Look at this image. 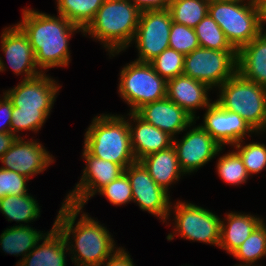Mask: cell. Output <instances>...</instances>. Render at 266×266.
<instances>
[{
    "label": "cell",
    "mask_w": 266,
    "mask_h": 266,
    "mask_svg": "<svg viewBox=\"0 0 266 266\" xmlns=\"http://www.w3.org/2000/svg\"><path fill=\"white\" fill-rule=\"evenodd\" d=\"M140 13L128 0H104L83 35L100 41L109 56L115 57L132 44Z\"/></svg>",
    "instance_id": "obj_4"
},
{
    "label": "cell",
    "mask_w": 266,
    "mask_h": 266,
    "mask_svg": "<svg viewBox=\"0 0 266 266\" xmlns=\"http://www.w3.org/2000/svg\"><path fill=\"white\" fill-rule=\"evenodd\" d=\"M210 90L207 84L182 74L167 80L166 97L197 120L200 116L196 117V109H206L212 103Z\"/></svg>",
    "instance_id": "obj_19"
},
{
    "label": "cell",
    "mask_w": 266,
    "mask_h": 266,
    "mask_svg": "<svg viewBox=\"0 0 266 266\" xmlns=\"http://www.w3.org/2000/svg\"><path fill=\"white\" fill-rule=\"evenodd\" d=\"M210 0H170L169 11L172 21L186 25L190 28L195 26L208 14Z\"/></svg>",
    "instance_id": "obj_28"
},
{
    "label": "cell",
    "mask_w": 266,
    "mask_h": 266,
    "mask_svg": "<svg viewBox=\"0 0 266 266\" xmlns=\"http://www.w3.org/2000/svg\"><path fill=\"white\" fill-rule=\"evenodd\" d=\"M240 265H256L266 257V223L263 221L232 254Z\"/></svg>",
    "instance_id": "obj_29"
},
{
    "label": "cell",
    "mask_w": 266,
    "mask_h": 266,
    "mask_svg": "<svg viewBox=\"0 0 266 266\" xmlns=\"http://www.w3.org/2000/svg\"><path fill=\"white\" fill-rule=\"evenodd\" d=\"M16 140L17 136L11 132L0 133V158Z\"/></svg>",
    "instance_id": "obj_40"
},
{
    "label": "cell",
    "mask_w": 266,
    "mask_h": 266,
    "mask_svg": "<svg viewBox=\"0 0 266 266\" xmlns=\"http://www.w3.org/2000/svg\"><path fill=\"white\" fill-rule=\"evenodd\" d=\"M138 10H164L169 8L170 0H128Z\"/></svg>",
    "instance_id": "obj_39"
},
{
    "label": "cell",
    "mask_w": 266,
    "mask_h": 266,
    "mask_svg": "<svg viewBox=\"0 0 266 266\" xmlns=\"http://www.w3.org/2000/svg\"><path fill=\"white\" fill-rule=\"evenodd\" d=\"M194 29L200 47L212 50H236L230 44L220 26L209 14Z\"/></svg>",
    "instance_id": "obj_30"
},
{
    "label": "cell",
    "mask_w": 266,
    "mask_h": 266,
    "mask_svg": "<svg viewBox=\"0 0 266 266\" xmlns=\"http://www.w3.org/2000/svg\"><path fill=\"white\" fill-rule=\"evenodd\" d=\"M125 250L123 247H119L100 266H135L131 255Z\"/></svg>",
    "instance_id": "obj_38"
},
{
    "label": "cell",
    "mask_w": 266,
    "mask_h": 266,
    "mask_svg": "<svg viewBox=\"0 0 266 266\" xmlns=\"http://www.w3.org/2000/svg\"><path fill=\"white\" fill-rule=\"evenodd\" d=\"M128 115L131 148L137 161L173 145L172 136L144 121L135 112H129Z\"/></svg>",
    "instance_id": "obj_20"
},
{
    "label": "cell",
    "mask_w": 266,
    "mask_h": 266,
    "mask_svg": "<svg viewBox=\"0 0 266 266\" xmlns=\"http://www.w3.org/2000/svg\"><path fill=\"white\" fill-rule=\"evenodd\" d=\"M156 184L169 192V186L180 180L185 174L178 162L173 145L165 150L152 153L140 160Z\"/></svg>",
    "instance_id": "obj_24"
},
{
    "label": "cell",
    "mask_w": 266,
    "mask_h": 266,
    "mask_svg": "<svg viewBox=\"0 0 266 266\" xmlns=\"http://www.w3.org/2000/svg\"><path fill=\"white\" fill-rule=\"evenodd\" d=\"M144 121L154 125L173 138L181 134L195 119L167 97L148 103L135 112Z\"/></svg>",
    "instance_id": "obj_18"
},
{
    "label": "cell",
    "mask_w": 266,
    "mask_h": 266,
    "mask_svg": "<svg viewBox=\"0 0 266 266\" xmlns=\"http://www.w3.org/2000/svg\"><path fill=\"white\" fill-rule=\"evenodd\" d=\"M124 172L130 180L133 203L167 224L170 219V194L156 184L140 161L130 164Z\"/></svg>",
    "instance_id": "obj_12"
},
{
    "label": "cell",
    "mask_w": 266,
    "mask_h": 266,
    "mask_svg": "<svg viewBox=\"0 0 266 266\" xmlns=\"http://www.w3.org/2000/svg\"><path fill=\"white\" fill-rule=\"evenodd\" d=\"M218 91L215 101L225 110L239 114L257 135L260 134L266 123V87L236 72Z\"/></svg>",
    "instance_id": "obj_6"
},
{
    "label": "cell",
    "mask_w": 266,
    "mask_h": 266,
    "mask_svg": "<svg viewBox=\"0 0 266 266\" xmlns=\"http://www.w3.org/2000/svg\"><path fill=\"white\" fill-rule=\"evenodd\" d=\"M257 6L259 10V22L261 31L266 33V29L264 28L266 24V0H259Z\"/></svg>",
    "instance_id": "obj_41"
},
{
    "label": "cell",
    "mask_w": 266,
    "mask_h": 266,
    "mask_svg": "<svg viewBox=\"0 0 266 266\" xmlns=\"http://www.w3.org/2000/svg\"><path fill=\"white\" fill-rule=\"evenodd\" d=\"M265 131H266V123H265L263 130L261 131L262 132L261 134H263Z\"/></svg>",
    "instance_id": "obj_45"
},
{
    "label": "cell",
    "mask_w": 266,
    "mask_h": 266,
    "mask_svg": "<svg viewBox=\"0 0 266 266\" xmlns=\"http://www.w3.org/2000/svg\"><path fill=\"white\" fill-rule=\"evenodd\" d=\"M83 144L92 156L119 164L124 169L137 161L131 148L128 118L122 114L95 116L84 134Z\"/></svg>",
    "instance_id": "obj_5"
},
{
    "label": "cell",
    "mask_w": 266,
    "mask_h": 266,
    "mask_svg": "<svg viewBox=\"0 0 266 266\" xmlns=\"http://www.w3.org/2000/svg\"><path fill=\"white\" fill-rule=\"evenodd\" d=\"M22 15L17 25L28 36L37 67L44 73L54 67H67L71 61L69 40L74 32L83 30L59 14L24 8Z\"/></svg>",
    "instance_id": "obj_2"
},
{
    "label": "cell",
    "mask_w": 266,
    "mask_h": 266,
    "mask_svg": "<svg viewBox=\"0 0 266 266\" xmlns=\"http://www.w3.org/2000/svg\"><path fill=\"white\" fill-rule=\"evenodd\" d=\"M171 213L174 217V232L167 235L168 241L177 235L190 241L219 246L221 218L218 215L194 203L182 201L171 203L169 217Z\"/></svg>",
    "instance_id": "obj_9"
},
{
    "label": "cell",
    "mask_w": 266,
    "mask_h": 266,
    "mask_svg": "<svg viewBox=\"0 0 266 266\" xmlns=\"http://www.w3.org/2000/svg\"><path fill=\"white\" fill-rule=\"evenodd\" d=\"M98 194L105 196L116 206L132 202V187L127 174L124 172L118 178L103 187Z\"/></svg>",
    "instance_id": "obj_35"
},
{
    "label": "cell",
    "mask_w": 266,
    "mask_h": 266,
    "mask_svg": "<svg viewBox=\"0 0 266 266\" xmlns=\"http://www.w3.org/2000/svg\"><path fill=\"white\" fill-rule=\"evenodd\" d=\"M48 76L43 72L34 78L22 79L17 86L4 91L12 102L11 133L17 138H21L18 133L22 130L37 133L51 114L62 85Z\"/></svg>",
    "instance_id": "obj_3"
},
{
    "label": "cell",
    "mask_w": 266,
    "mask_h": 266,
    "mask_svg": "<svg viewBox=\"0 0 266 266\" xmlns=\"http://www.w3.org/2000/svg\"><path fill=\"white\" fill-rule=\"evenodd\" d=\"M27 254L18 266H66L69 252L64 236L53 225L42 237V243Z\"/></svg>",
    "instance_id": "obj_21"
},
{
    "label": "cell",
    "mask_w": 266,
    "mask_h": 266,
    "mask_svg": "<svg viewBox=\"0 0 266 266\" xmlns=\"http://www.w3.org/2000/svg\"><path fill=\"white\" fill-rule=\"evenodd\" d=\"M216 164L218 176L230 185H241L250 178L245 165L236 151H229L219 157Z\"/></svg>",
    "instance_id": "obj_31"
},
{
    "label": "cell",
    "mask_w": 266,
    "mask_h": 266,
    "mask_svg": "<svg viewBox=\"0 0 266 266\" xmlns=\"http://www.w3.org/2000/svg\"><path fill=\"white\" fill-rule=\"evenodd\" d=\"M237 72V50H212L199 47L185 55L183 74L219 88Z\"/></svg>",
    "instance_id": "obj_10"
},
{
    "label": "cell",
    "mask_w": 266,
    "mask_h": 266,
    "mask_svg": "<svg viewBox=\"0 0 266 266\" xmlns=\"http://www.w3.org/2000/svg\"><path fill=\"white\" fill-rule=\"evenodd\" d=\"M57 14L64 16L83 31L94 20L104 0H56Z\"/></svg>",
    "instance_id": "obj_27"
},
{
    "label": "cell",
    "mask_w": 266,
    "mask_h": 266,
    "mask_svg": "<svg viewBox=\"0 0 266 266\" xmlns=\"http://www.w3.org/2000/svg\"><path fill=\"white\" fill-rule=\"evenodd\" d=\"M196 120L186 128L185 135L179 141L173 138V147L176 150L179 166L186 174L197 172L223 150L211 135L200 125L192 127Z\"/></svg>",
    "instance_id": "obj_14"
},
{
    "label": "cell",
    "mask_w": 266,
    "mask_h": 266,
    "mask_svg": "<svg viewBox=\"0 0 266 266\" xmlns=\"http://www.w3.org/2000/svg\"><path fill=\"white\" fill-rule=\"evenodd\" d=\"M226 1L240 2V3H244V4H250V5H257L259 0H226Z\"/></svg>",
    "instance_id": "obj_42"
},
{
    "label": "cell",
    "mask_w": 266,
    "mask_h": 266,
    "mask_svg": "<svg viewBox=\"0 0 266 266\" xmlns=\"http://www.w3.org/2000/svg\"><path fill=\"white\" fill-rule=\"evenodd\" d=\"M235 266H260V265H240V264H236Z\"/></svg>",
    "instance_id": "obj_44"
},
{
    "label": "cell",
    "mask_w": 266,
    "mask_h": 266,
    "mask_svg": "<svg viewBox=\"0 0 266 266\" xmlns=\"http://www.w3.org/2000/svg\"><path fill=\"white\" fill-rule=\"evenodd\" d=\"M169 9L142 11L132 43L138 50L137 62H150L169 48V35L172 25ZM137 44V45H136Z\"/></svg>",
    "instance_id": "obj_11"
},
{
    "label": "cell",
    "mask_w": 266,
    "mask_h": 266,
    "mask_svg": "<svg viewBox=\"0 0 266 266\" xmlns=\"http://www.w3.org/2000/svg\"><path fill=\"white\" fill-rule=\"evenodd\" d=\"M184 59V54L167 48L149 63L160 77L169 80L183 74Z\"/></svg>",
    "instance_id": "obj_33"
},
{
    "label": "cell",
    "mask_w": 266,
    "mask_h": 266,
    "mask_svg": "<svg viewBox=\"0 0 266 266\" xmlns=\"http://www.w3.org/2000/svg\"><path fill=\"white\" fill-rule=\"evenodd\" d=\"M118 93L136 112L142 106L167 96V80L160 77L148 62L132 61L120 71Z\"/></svg>",
    "instance_id": "obj_8"
},
{
    "label": "cell",
    "mask_w": 266,
    "mask_h": 266,
    "mask_svg": "<svg viewBox=\"0 0 266 266\" xmlns=\"http://www.w3.org/2000/svg\"><path fill=\"white\" fill-rule=\"evenodd\" d=\"M0 100V133L11 132L12 102L3 92Z\"/></svg>",
    "instance_id": "obj_37"
},
{
    "label": "cell",
    "mask_w": 266,
    "mask_h": 266,
    "mask_svg": "<svg viewBox=\"0 0 266 266\" xmlns=\"http://www.w3.org/2000/svg\"><path fill=\"white\" fill-rule=\"evenodd\" d=\"M82 159L86 162V167L82 171L80 181L63 201L84 207L91 197L123 174L124 168L119 164L92 156L85 148Z\"/></svg>",
    "instance_id": "obj_13"
},
{
    "label": "cell",
    "mask_w": 266,
    "mask_h": 266,
    "mask_svg": "<svg viewBox=\"0 0 266 266\" xmlns=\"http://www.w3.org/2000/svg\"><path fill=\"white\" fill-rule=\"evenodd\" d=\"M2 58L3 57L0 56V72H3V71L6 70V68H8V67H6L7 65H6V63H4V61L2 60Z\"/></svg>",
    "instance_id": "obj_43"
},
{
    "label": "cell",
    "mask_w": 266,
    "mask_h": 266,
    "mask_svg": "<svg viewBox=\"0 0 266 266\" xmlns=\"http://www.w3.org/2000/svg\"><path fill=\"white\" fill-rule=\"evenodd\" d=\"M30 179L13 170L0 167V199L6 195L27 194V183Z\"/></svg>",
    "instance_id": "obj_36"
},
{
    "label": "cell",
    "mask_w": 266,
    "mask_h": 266,
    "mask_svg": "<svg viewBox=\"0 0 266 266\" xmlns=\"http://www.w3.org/2000/svg\"><path fill=\"white\" fill-rule=\"evenodd\" d=\"M208 14L220 26L230 44L237 51L262 32L257 5L210 0Z\"/></svg>",
    "instance_id": "obj_7"
},
{
    "label": "cell",
    "mask_w": 266,
    "mask_h": 266,
    "mask_svg": "<svg viewBox=\"0 0 266 266\" xmlns=\"http://www.w3.org/2000/svg\"><path fill=\"white\" fill-rule=\"evenodd\" d=\"M221 219L220 243L218 248L232 254L264 221L259 216L229 212ZM226 223V224H225Z\"/></svg>",
    "instance_id": "obj_23"
},
{
    "label": "cell",
    "mask_w": 266,
    "mask_h": 266,
    "mask_svg": "<svg viewBox=\"0 0 266 266\" xmlns=\"http://www.w3.org/2000/svg\"><path fill=\"white\" fill-rule=\"evenodd\" d=\"M0 161L1 168L13 170L31 179L48 169L47 167L55 160L43 144L32 138L26 139L25 136V138H17L1 156Z\"/></svg>",
    "instance_id": "obj_15"
},
{
    "label": "cell",
    "mask_w": 266,
    "mask_h": 266,
    "mask_svg": "<svg viewBox=\"0 0 266 266\" xmlns=\"http://www.w3.org/2000/svg\"><path fill=\"white\" fill-rule=\"evenodd\" d=\"M41 208L38 201L27 193L23 195H6L0 199V212L8 221H16L19 226L22 223H31L40 217Z\"/></svg>",
    "instance_id": "obj_26"
},
{
    "label": "cell",
    "mask_w": 266,
    "mask_h": 266,
    "mask_svg": "<svg viewBox=\"0 0 266 266\" xmlns=\"http://www.w3.org/2000/svg\"><path fill=\"white\" fill-rule=\"evenodd\" d=\"M237 72L266 87V33L261 32L237 51Z\"/></svg>",
    "instance_id": "obj_22"
},
{
    "label": "cell",
    "mask_w": 266,
    "mask_h": 266,
    "mask_svg": "<svg viewBox=\"0 0 266 266\" xmlns=\"http://www.w3.org/2000/svg\"><path fill=\"white\" fill-rule=\"evenodd\" d=\"M1 51L15 75L24 76L23 80L34 78L43 73L36 64L35 54L28 36L17 25L5 27L1 33Z\"/></svg>",
    "instance_id": "obj_17"
},
{
    "label": "cell",
    "mask_w": 266,
    "mask_h": 266,
    "mask_svg": "<svg viewBox=\"0 0 266 266\" xmlns=\"http://www.w3.org/2000/svg\"><path fill=\"white\" fill-rule=\"evenodd\" d=\"M200 125L221 146H233L256 133L237 113L225 110L215 100L205 109ZM248 135V136H246Z\"/></svg>",
    "instance_id": "obj_16"
},
{
    "label": "cell",
    "mask_w": 266,
    "mask_h": 266,
    "mask_svg": "<svg viewBox=\"0 0 266 266\" xmlns=\"http://www.w3.org/2000/svg\"><path fill=\"white\" fill-rule=\"evenodd\" d=\"M199 47L194 28L172 22L169 35V48L186 55Z\"/></svg>",
    "instance_id": "obj_34"
},
{
    "label": "cell",
    "mask_w": 266,
    "mask_h": 266,
    "mask_svg": "<svg viewBox=\"0 0 266 266\" xmlns=\"http://www.w3.org/2000/svg\"><path fill=\"white\" fill-rule=\"evenodd\" d=\"M83 208L63 201L53 225L64 236L75 266H100L118 246L107 227L84 213Z\"/></svg>",
    "instance_id": "obj_1"
},
{
    "label": "cell",
    "mask_w": 266,
    "mask_h": 266,
    "mask_svg": "<svg viewBox=\"0 0 266 266\" xmlns=\"http://www.w3.org/2000/svg\"><path fill=\"white\" fill-rule=\"evenodd\" d=\"M46 233L43 231H37L35 228L29 226L15 225L5 229L0 235V245L5 253L14 256H23L22 259L18 260L16 266H18L27 254L37 245L42 237Z\"/></svg>",
    "instance_id": "obj_25"
},
{
    "label": "cell",
    "mask_w": 266,
    "mask_h": 266,
    "mask_svg": "<svg viewBox=\"0 0 266 266\" xmlns=\"http://www.w3.org/2000/svg\"><path fill=\"white\" fill-rule=\"evenodd\" d=\"M244 140L233 145L241 157L248 174H259L266 169V145L259 142H250L246 145Z\"/></svg>",
    "instance_id": "obj_32"
}]
</instances>
